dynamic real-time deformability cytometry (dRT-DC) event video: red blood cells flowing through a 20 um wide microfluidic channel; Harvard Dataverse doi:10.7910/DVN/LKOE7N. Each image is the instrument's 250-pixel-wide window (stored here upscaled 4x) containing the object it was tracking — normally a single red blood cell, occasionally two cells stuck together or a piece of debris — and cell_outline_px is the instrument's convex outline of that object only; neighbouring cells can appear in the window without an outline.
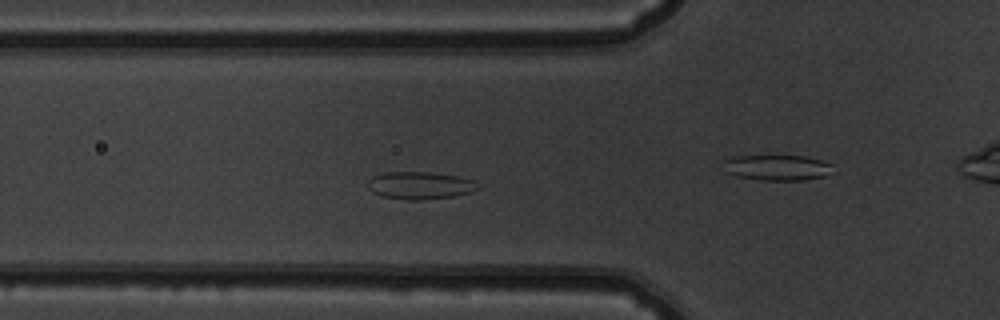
{"species": "common noctule bat (a hibernating species)", "species_latin": "Nyctalus noctula", "temperature_condition": "warm", "stored_images_in_passage": 47, "camera_frame_rate_fps": 3000, "um_per_image_px": 0.085, "animal": {"sex": "male", "body_mass_g": 19.5, "forearm_length_mm": 54.6}, "frame": {"image": 1, "passage_image": 12, "time_ms": 3.667, "image_size_px": [1000, 320], "cell_outline_px": [[480, 188], [472, 192], [452, 196], [416, 200], [408, 200], [380, 196], [372, 192], [368, 188], [368, 180], [372, 176], [388, 172], [432, 172], [460, 176], [476, 180], [480, 184]], "centroid_in_image_um": [35.74, 15.75], "position_along_channel_um": 90.1, "area_um2": 17.86}}
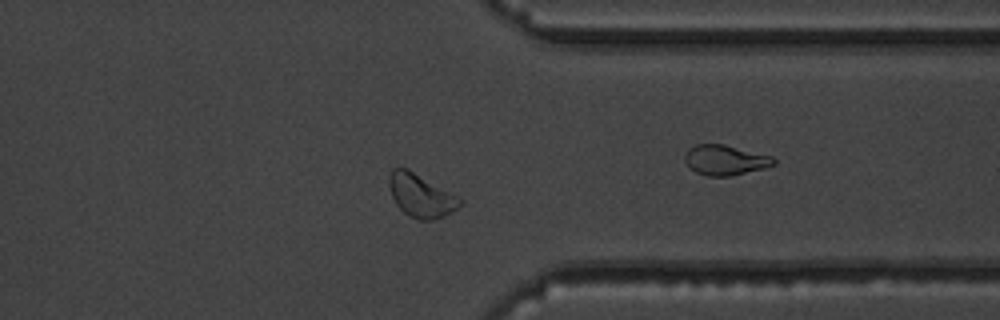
{"frame": {"image": 2, "passage_image": 35, "time_ms": 11.333, "image_size_px": [1000, 320], "cell_outline_px": [[464, 204], [444, 216], [432, 220], [420, 220], [408, 216], [396, 204], [392, 196], [388, 184], [388, 176], [392, 168], [404, 168], [460, 196], [464, 200]], "centroid_in_image_um": [35.8, 16.64], "position_along_channel_um": 375.6, "area_um2": 17.8}}
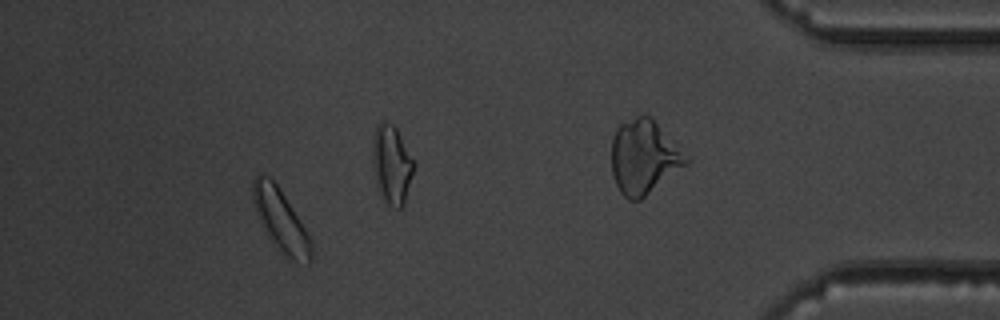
{"frame": {"image": 3, "passage_image": 42, "time_ms": 13.667, "image_size_px": [1000, 320], "cell_outline_px": [[312, 260], [308, 264], [292, 260], [272, 244], [264, 232], [260, 224], [252, 200], [252, 180], [260, 172], [268, 176], [276, 184], [284, 196], [304, 228], [312, 244]], "centroid_in_image_um": [23.81, 18.73], "position_along_channel_um": 411.4, "area_um2": 20.98}, "authors_computed_cell_mechanics": {"area_um2": 17.2822, "velocity_mm_per_s": 3.7559, "shape_relaxation_time_tau1_ms": null, "shape_relaxation_time_tau2_ms": 1.3076, "deformation_change_tau1": null, "deformation_change_tau2": 0.0587}}